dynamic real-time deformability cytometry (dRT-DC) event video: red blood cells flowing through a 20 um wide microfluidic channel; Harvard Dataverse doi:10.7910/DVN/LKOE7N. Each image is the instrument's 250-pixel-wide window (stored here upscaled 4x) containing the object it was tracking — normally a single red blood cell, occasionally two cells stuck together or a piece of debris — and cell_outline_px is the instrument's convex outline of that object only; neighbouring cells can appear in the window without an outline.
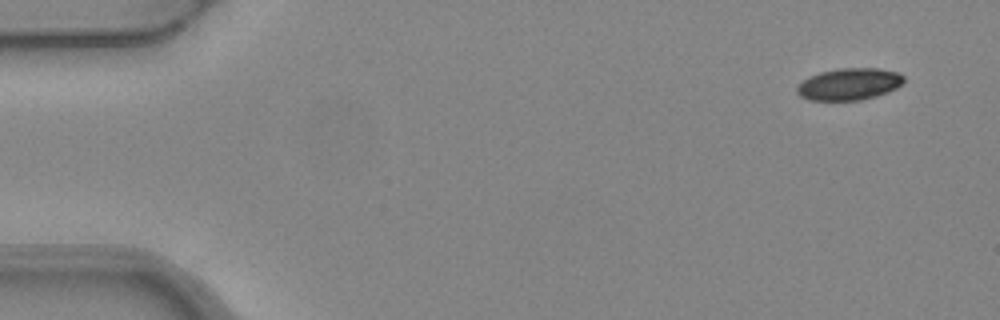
{"species": "common noctule bat (a hibernating species)", "species_latin": "Nyctalus noctula", "temperature_condition": "warm", "stored_images_in_passage": 4, "camera_frame_rate_fps": 3000, "um_per_image_px": 0.085, "animal": {"sex": "female", "body_mass_g": 24.6, "forearm_length_mm": 56.2}, "frame": {"image": 1, "passage_image": 1, "time_ms": 0.0, "image_size_px": [1000, 320], "cell_outline_px": [[904, 80], [896, 88], [888, 92], [876, 96], [860, 100], [808, 100], [800, 96], [796, 92], [796, 88], [804, 80], [820, 72], [840, 68], [876, 68], [896, 72], [904, 76]], "centroid_in_image_um": [72.17, 7.15], "position_along_channel_um": 12.8, "area_um2": 19.65}}
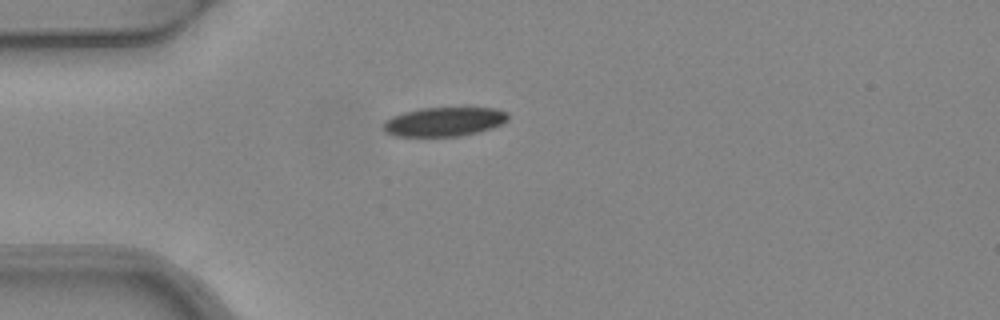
{"frame": {"image": 2, "passage_image": 4, "time_ms": 1.0, "image_size_px": [1000, 320], "cell_outline_px": [[508, 120], [504, 124], [492, 128], [460, 136], [396, 136], [384, 132], [384, 120], [392, 116], [404, 112], [420, 108], [496, 108], [508, 112]], "centroid_in_image_um": [37.77, 10.34], "position_along_channel_um": 47.2, "area_um2": 21.21}}